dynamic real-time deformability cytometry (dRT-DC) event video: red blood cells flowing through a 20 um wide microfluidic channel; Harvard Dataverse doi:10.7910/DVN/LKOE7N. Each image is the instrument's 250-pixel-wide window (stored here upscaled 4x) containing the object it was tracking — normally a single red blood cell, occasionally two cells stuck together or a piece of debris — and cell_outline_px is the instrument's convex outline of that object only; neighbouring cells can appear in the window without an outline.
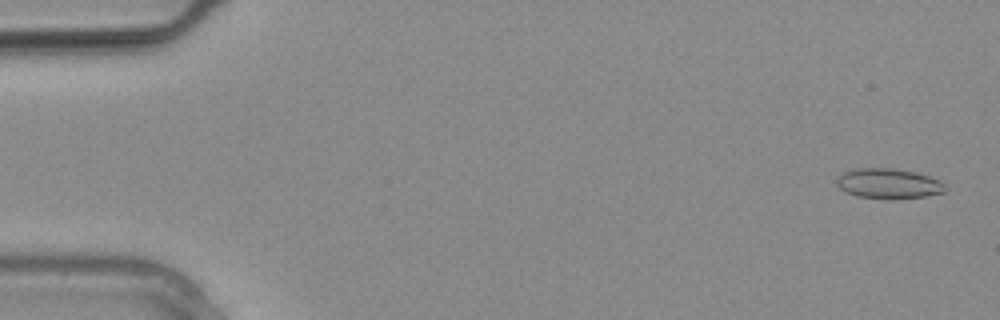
{"species": "common noctule bat (a hibernating species)", "species_latin": "Nyctalus noctula", "temperature_condition": "warm", "stored_images_in_passage": 12, "camera_frame_rate_fps": 3000, "um_per_image_px": 0.085, "animal": {"sex": "male", "body_mass_g": 20.4}, "frame": {"image": 1, "passage_image": 1, "time_ms": 0.0, "image_size_px": [1000, 320], "cell_outline_px": [[944, 192], [924, 196], [892, 200], [888, 200], [860, 196], [848, 192], [840, 188], [836, 184], [836, 180], [844, 172], [856, 168], [892, 168], [916, 172], [940, 180], [944, 184]], "centroid_in_image_um": [75.53, 15.61], "position_along_channel_um": 9.5, "area_um2": 18.96}}
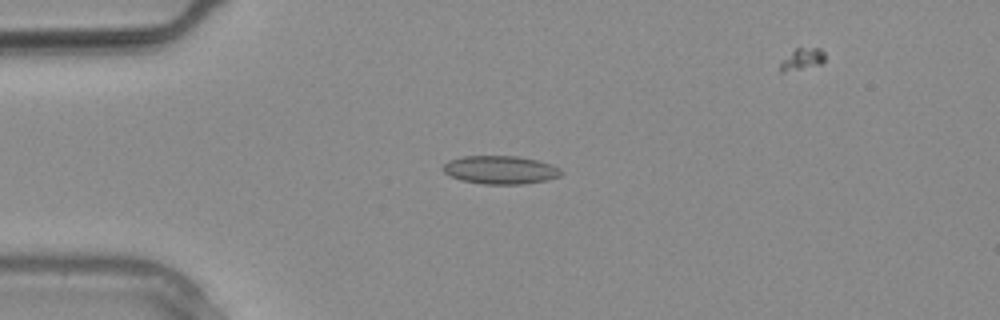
{"frame": {"image": 2, "passage_image": 7, "time_ms": 2.0, "image_size_px": [1000, 320], "cell_outline_px": [[564, 172], [560, 176], [544, 180], [524, 184], [484, 184], [460, 180], [448, 176], [440, 168], [448, 160], [464, 156], [516, 156], [536, 160], [552, 164], [560, 168]], "centroid_in_image_um": [42.5, 14.44], "position_along_channel_um": 42.5, "area_um2": 19.59}}
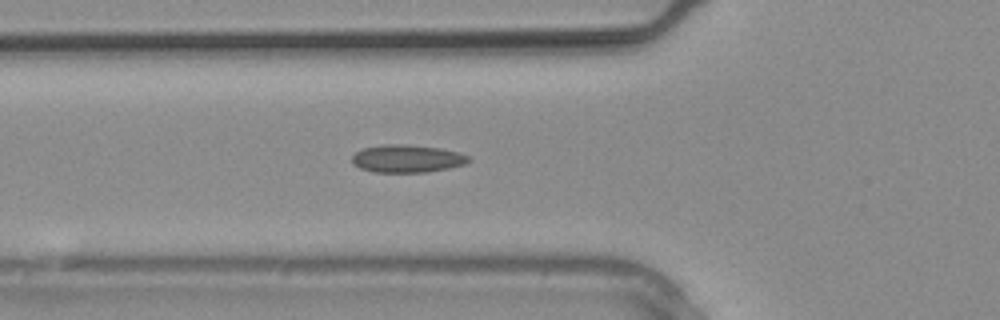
{"frame": {"image": 3, "passage_image": 10, "time_ms": 3.0, "image_size_px": [1000, 320], "cell_outline_px": [[472, 160], [464, 164], [448, 168], [428, 172], [372, 172], [360, 168], [352, 164], [352, 156], [356, 152], [364, 148], [384, 144], [404, 144], [440, 148], [456, 152], [468, 156]], "centroid_in_image_um": [34.57, 13.49], "position_along_channel_um": 91.2, "area_um2": 18.79}}